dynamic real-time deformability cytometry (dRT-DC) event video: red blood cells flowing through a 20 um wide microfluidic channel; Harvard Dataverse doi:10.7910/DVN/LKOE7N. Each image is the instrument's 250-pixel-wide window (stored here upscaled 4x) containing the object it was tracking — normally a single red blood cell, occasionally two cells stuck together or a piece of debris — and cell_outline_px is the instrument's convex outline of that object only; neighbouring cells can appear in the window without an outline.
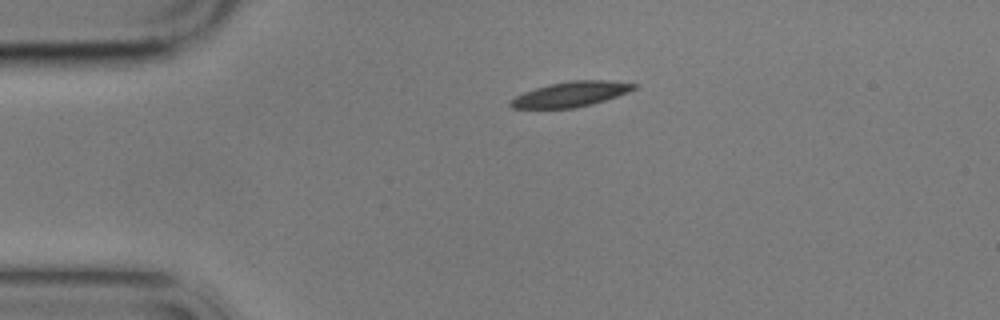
{"species": "common noctule bat (a hibernating species)", "species_latin": "Nyctalus noctula", "temperature_condition": "cold", "stored_images_in_passage": 2, "camera_frame_rate_fps": 3000, "um_per_image_px": 0.085, "animal": {"sex": "male", "body_mass_g": 17.9}, "frame": {"image": 1, "passage_image": 1, "time_ms": 0.0, "image_size_px": [1000, 320], "cell_outline_px": [[640, 84], [636, 88], [628, 92], [592, 104], [576, 108], [512, 108], [508, 104], [516, 96], [524, 92], [548, 84], [568, 80], [608, 80]], "centroid_in_image_um": [48.54, 7.99], "position_along_channel_um": 36.5, "area_um2": 18.03}}